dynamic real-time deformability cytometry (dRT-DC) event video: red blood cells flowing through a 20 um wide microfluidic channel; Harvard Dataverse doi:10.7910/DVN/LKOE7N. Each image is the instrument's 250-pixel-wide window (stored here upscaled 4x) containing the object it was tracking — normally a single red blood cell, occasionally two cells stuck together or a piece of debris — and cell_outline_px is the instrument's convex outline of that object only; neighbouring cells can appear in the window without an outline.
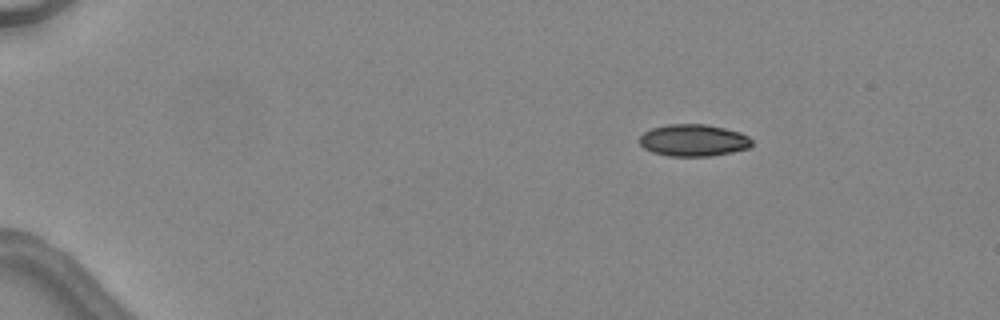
{"species": "common noctule bat (a hibernating species)", "species_latin": "Nyctalus noctula", "temperature_condition": "warm", "stored_images_in_passage": 2, "camera_frame_rate_fps": 3000, "um_per_image_px": 0.085, "animal": {"sex": "female", "body_mass_g": 24.6, "forearm_length_mm": 56.2}, "frame": {"image": 1, "passage_image": 1, "time_ms": 0.0, "image_size_px": [1000, 320], "cell_outline_px": [[752, 144], [748, 148], [732, 152], [712, 156], [668, 156], [652, 152], [644, 148], [640, 144], [640, 136], [644, 132], [652, 128], [668, 124], [704, 124], [724, 128], [740, 132], [748, 136], [752, 140]], "centroid_in_image_um": [58.94, 11.93], "position_along_channel_um": 26.1, "area_um2": 20.92}}